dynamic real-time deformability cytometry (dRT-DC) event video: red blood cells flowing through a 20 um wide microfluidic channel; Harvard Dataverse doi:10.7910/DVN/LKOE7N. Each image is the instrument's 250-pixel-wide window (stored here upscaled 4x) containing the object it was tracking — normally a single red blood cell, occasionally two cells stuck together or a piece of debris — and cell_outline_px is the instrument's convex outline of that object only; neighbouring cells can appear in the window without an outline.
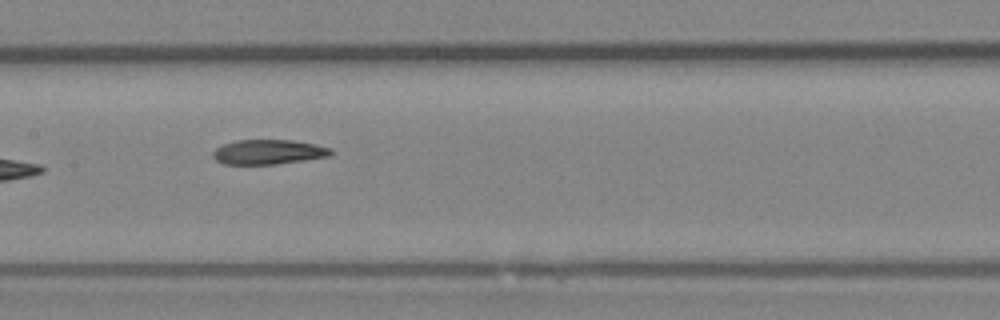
{"species": "Egyptian fruit bat (a non-hibernating species)", "species_latin": "Rousettus aegyptiacus", "temperature_condition": "room temperature", "stored_images_in_passage": 9, "camera_frame_rate_fps": 3000, "um_per_image_px": 0.085, "animal": {"sex": "female"}, "frame": {"image": 1, "passage_image": 6, "time_ms": 1.667, "image_size_px": [1000, 320], "cell_outline_px": [[336, 152], [332, 156], [276, 164], [224, 164], [216, 160], [212, 156], [212, 152], [216, 148], [224, 144], [236, 140], [292, 140], [316, 144], [332, 148]], "centroid_in_image_um": [22.87, 12.91], "position_along_channel_um": 184.5, "area_um2": 17.17}}
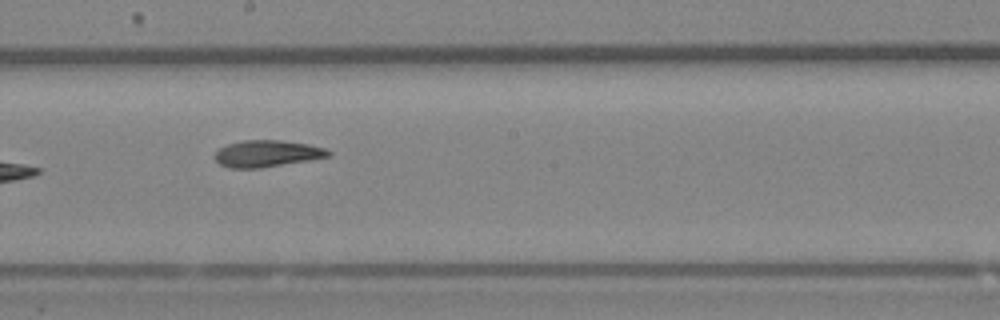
{"frame": {"image": 2, "passage_image": 7, "time_ms": 2.0, "image_size_px": [1000, 320], "cell_outline_px": [[332, 156], [260, 168], [228, 168], [220, 164], [216, 160], [216, 148], [228, 144], [244, 140], [280, 140], [308, 144], [324, 148], [332, 152]], "centroid_in_image_um": [22.69, 13.05], "position_along_channel_um": 225.5, "area_um2": 17.63}}
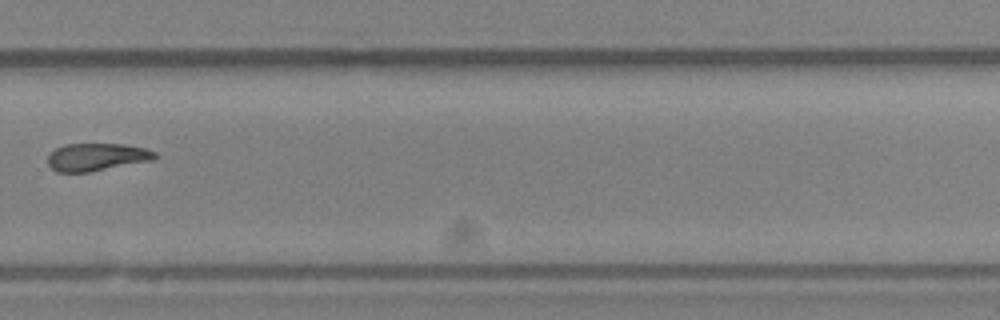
{"frame": {"image": 3, "passage_image": 9, "time_ms": 2.667, "image_size_px": [1000, 320], "cell_outline_px": [[160, 156], [152, 160], [88, 172], [56, 172], [48, 164], [48, 152], [64, 144], [124, 144], [144, 148], [156, 152]], "centroid_in_image_um": [8.2, 13.34], "position_along_channel_um": 321.6, "area_um2": 17.28}}